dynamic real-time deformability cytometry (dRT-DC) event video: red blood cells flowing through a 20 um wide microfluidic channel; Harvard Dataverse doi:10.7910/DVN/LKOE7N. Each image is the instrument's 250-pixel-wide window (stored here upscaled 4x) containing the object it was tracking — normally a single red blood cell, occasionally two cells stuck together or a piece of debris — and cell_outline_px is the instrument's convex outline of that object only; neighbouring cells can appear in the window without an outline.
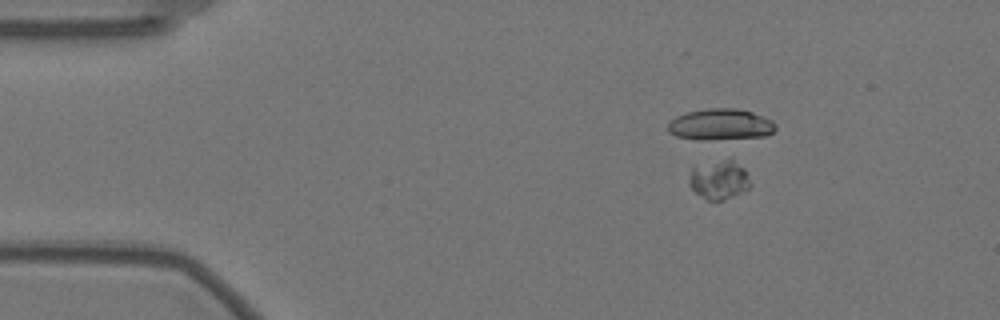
{"species": "Egyptian fruit bat (a non-hibernating species)", "species_latin": "Rousettus aegyptiacus", "temperature_condition": "warm", "stored_images_in_passage": 59, "segment_of_instrument_passage": [1, 2], "camera_frame_rate_fps": 3000, "um_per_image_px": 0.085, "animal": {"sex": "female"}, "frame": {"image": 1, "passage_image": 10, "time_ms": 3.0, "image_size_px": [1000, 320], "cell_outline_px": [[752, 184], [748, 188], [724, 200], [708, 200], [696, 192], [688, 184], [688, 180], [692, 168], [732, 156], [744, 168]], "centroid_in_image_um": [61.15, 15.24], "position_along_channel_um": 23.9, "area_um2": 13.93}}